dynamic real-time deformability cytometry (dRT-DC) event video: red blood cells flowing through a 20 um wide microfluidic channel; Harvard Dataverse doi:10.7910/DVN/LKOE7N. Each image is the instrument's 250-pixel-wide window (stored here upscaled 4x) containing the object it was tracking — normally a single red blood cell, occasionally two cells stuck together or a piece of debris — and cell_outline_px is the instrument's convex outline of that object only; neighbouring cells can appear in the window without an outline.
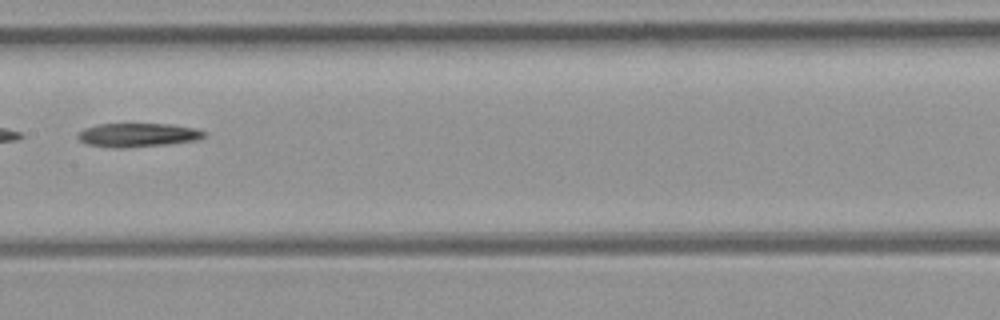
{"species": "common noctule bat (a hibernating species)", "species_latin": "Nyctalus noctula", "temperature_condition": "room temperature", "stored_images_in_passage": 5, "camera_frame_rate_fps": 3000, "um_per_image_px": 0.085, "animal": {"sex": "female", "body_mass_g": 21.9}, "frame": {"image": 1, "passage_image": 4, "time_ms": 3.333, "image_size_px": [1000, 320], "cell_outline_px": [[204, 136], [196, 140], [168, 144], [124, 148], [116, 148], [88, 144], [80, 140], [76, 136], [84, 128], [100, 124], [168, 124], [196, 128], [204, 132]], "centroid_in_image_um": [11.7, 11.47], "position_along_channel_um": 195.7, "area_um2": 17.28}}
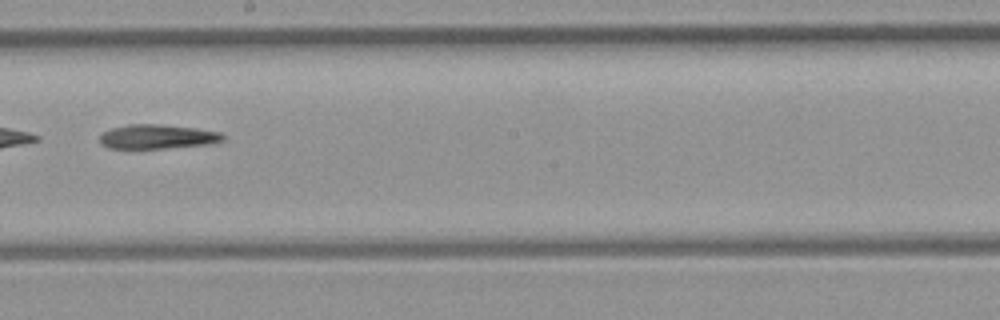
{"frame": {"image": 2, "passage_image": 5, "time_ms": 4.333, "image_size_px": [1000, 320], "cell_outline_px": [[224, 140], [208, 144], [164, 148], [108, 148], [100, 144], [100, 136], [104, 132], [112, 128], [128, 124], [160, 124], [196, 128], [220, 132], [224, 136]], "centroid_in_image_um": [13.37, 11.61], "position_along_channel_um": 234.8, "area_um2": 17.34}}